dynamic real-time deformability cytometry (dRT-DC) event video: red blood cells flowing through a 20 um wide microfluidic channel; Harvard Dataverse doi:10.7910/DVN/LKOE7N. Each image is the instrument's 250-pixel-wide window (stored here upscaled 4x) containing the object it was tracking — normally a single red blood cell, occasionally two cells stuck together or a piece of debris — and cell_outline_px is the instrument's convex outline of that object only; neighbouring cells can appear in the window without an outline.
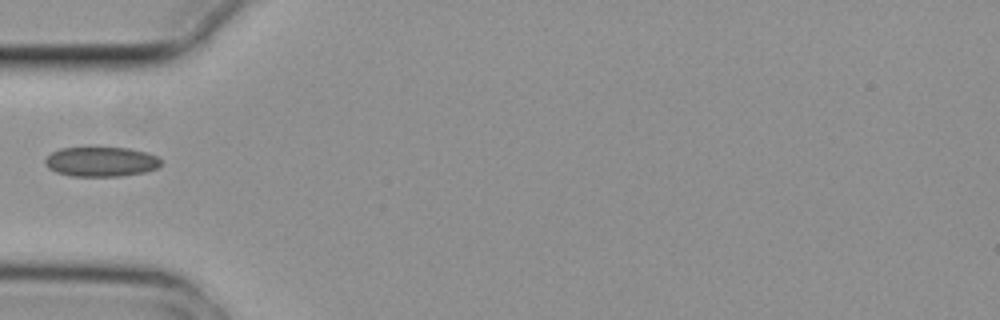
{"species": "common noctule bat (a hibernating species)", "species_latin": "Nyctalus noctula", "temperature_condition": "cold", "stored_images_in_passage": 2, "camera_frame_rate_fps": 3000, "um_per_image_px": 0.085, "animal": {"sex": "female", "body_mass_g": 29.2, "forearm_length_mm": 56.3}, "frame": {"image": 1, "passage_image": 1, "time_ms": 0.0, "image_size_px": [1000, 320], "cell_outline_px": [[160, 164], [156, 168], [144, 172], [120, 176], [68, 176], [56, 172], [48, 168], [44, 164], [44, 160], [52, 152], [60, 148], [128, 148], [148, 152], [156, 156], [160, 160]], "centroid_in_image_um": [8.56, 13.75], "position_along_channel_um": 76.4, "area_um2": 20.0}}
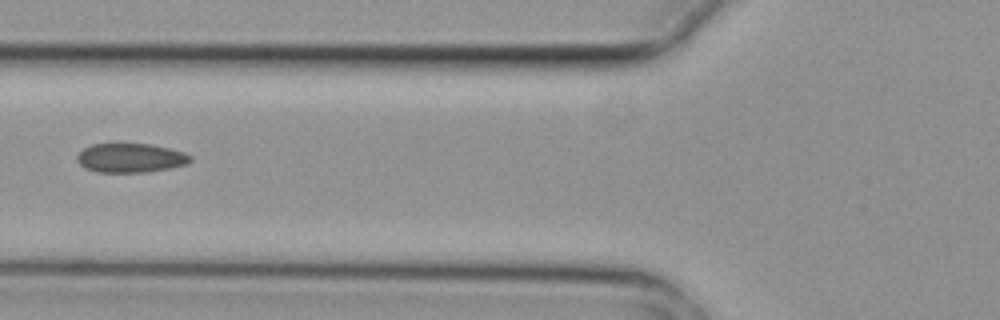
{"frame": {"image": 2, "passage_image": 2, "time_ms": 0.333, "image_size_px": [1000, 320], "cell_outline_px": [[192, 160], [188, 164], [172, 168], [148, 172], [96, 172], [84, 168], [76, 160], [76, 156], [84, 148], [92, 144], [152, 144], [184, 152], [192, 156]], "centroid_in_image_um": [11.11, 13.43], "position_along_channel_um": 114.7, "area_um2": 19.42}}